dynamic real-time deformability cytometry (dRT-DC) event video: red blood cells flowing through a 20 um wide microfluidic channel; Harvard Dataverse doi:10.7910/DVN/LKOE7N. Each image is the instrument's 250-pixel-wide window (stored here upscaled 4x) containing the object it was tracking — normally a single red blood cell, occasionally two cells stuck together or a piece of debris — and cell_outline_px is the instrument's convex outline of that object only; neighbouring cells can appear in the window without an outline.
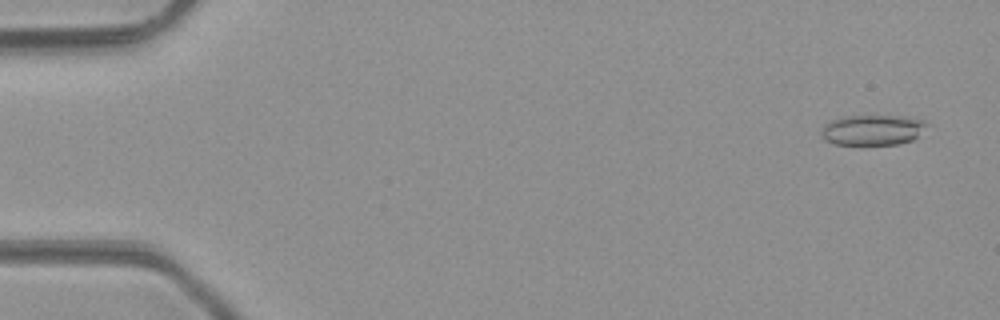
{"species": "common noctule bat (a hibernating species)", "species_latin": "Nyctalus noctula", "temperature_condition": "room temperature", "stored_images_in_passage": 49, "camera_frame_rate_fps": 3000, "um_per_image_px": 0.085, "animal": {"sex": "male", "body_mass_g": 23.1, "forearm_length_mm": 52.7}, "frame": {"image": 1, "passage_image": 3, "time_ms": 0.667, "image_size_px": [1000, 320], "cell_outline_px": [[928, 124], [912, 140], [900, 144], [836, 144], [824, 140], [820, 136], [820, 132], [824, 124], [832, 120], [848, 116], [908, 116], [924, 120]], "centroid_in_image_um": [74.14, 11.04], "position_along_channel_um": 10.9, "area_um2": 18.61}}
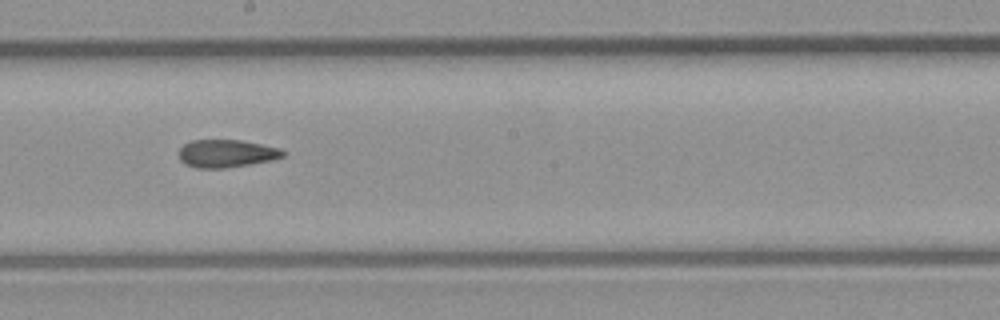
{"frame": {"image": 2, "passage_image": 28, "time_ms": 9.0, "image_size_px": [1000, 320], "cell_outline_px": [[288, 152], [284, 156], [272, 160], [224, 168], [196, 168], [184, 164], [180, 160], [180, 148], [184, 144], [192, 140], [240, 140], [280, 148]], "centroid_in_image_um": [19.26, 13.05], "position_along_channel_um": 228.9, "area_um2": 16.82}}
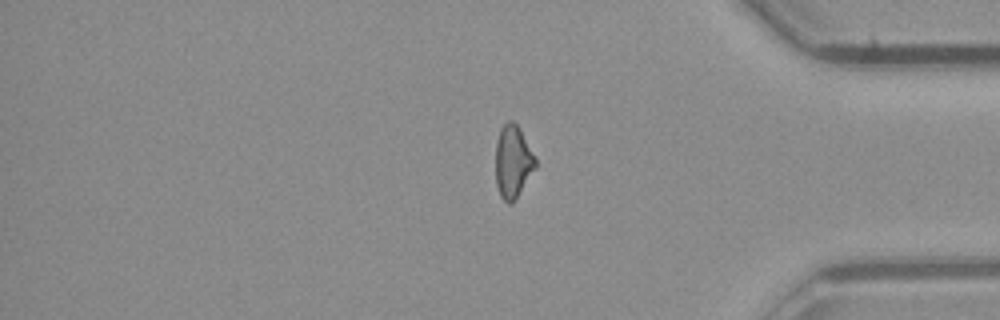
{"frame": {"image": 3, "passage_image": 41, "time_ms": 13.333, "image_size_px": [1000, 320], "cell_outline_px": [[536, 168], [512, 204], [508, 204], [500, 196], [496, 184], [496, 140], [500, 128], [508, 120], [512, 120], [520, 128], [536, 156]], "centroid_in_image_um": [43.6, 13.72], "position_along_channel_um": 391.6, "area_um2": 17.11}, "authors_computed_cell_mechanics": {"area_um2": 17.5134, "velocity_mm_per_s": 4.2774, "shape_relaxation_time_tau1_ms": null, "shape_relaxation_time_tau2_ms": 3.7122, "deformation_change_tau1": null, "deformation_change_tau2": 0.1094}}